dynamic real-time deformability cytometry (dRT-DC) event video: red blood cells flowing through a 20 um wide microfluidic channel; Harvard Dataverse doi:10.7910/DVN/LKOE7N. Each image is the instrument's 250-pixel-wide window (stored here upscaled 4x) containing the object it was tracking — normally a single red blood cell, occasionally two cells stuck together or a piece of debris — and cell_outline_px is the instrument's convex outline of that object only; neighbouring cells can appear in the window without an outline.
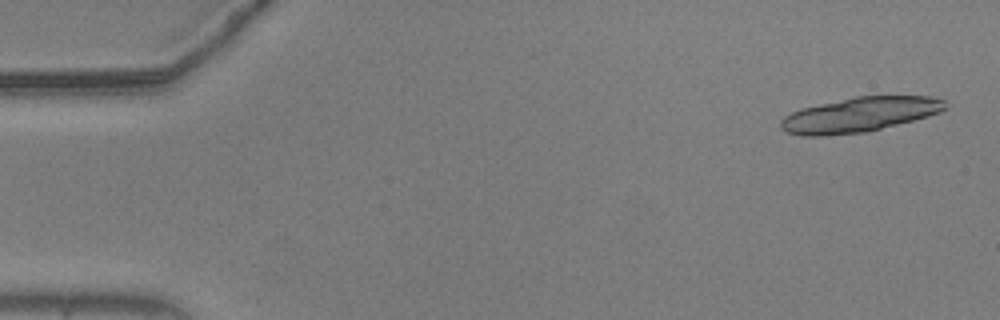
{"species": "common noctule bat (a hibernating species)", "species_latin": "Nyctalus noctula", "temperature_condition": "warm", "stored_images_in_passage": 7, "camera_frame_rate_fps": 3000, "um_per_image_px": 0.085, "animal": {"sex": "male", "body_mass_g": 20.5, "forearm_length_mm": 52.5}, "frame": {"image": 1, "passage_image": 2, "time_ms": 0.333, "image_size_px": [1000, 320], "cell_outline_px": [[948, 108], [940, 112], [928, 116], [864, 132], [824, 136], [800, 136], [788, 132], [780, 128], [780, 120], [784, 116], [800, 108], [856, 96], [932, 96], [944, 100]], "centroid_in_image_um": [73.03, 9.74], "position_along_channel_um": 12.0, "area_um2": 33.18}}